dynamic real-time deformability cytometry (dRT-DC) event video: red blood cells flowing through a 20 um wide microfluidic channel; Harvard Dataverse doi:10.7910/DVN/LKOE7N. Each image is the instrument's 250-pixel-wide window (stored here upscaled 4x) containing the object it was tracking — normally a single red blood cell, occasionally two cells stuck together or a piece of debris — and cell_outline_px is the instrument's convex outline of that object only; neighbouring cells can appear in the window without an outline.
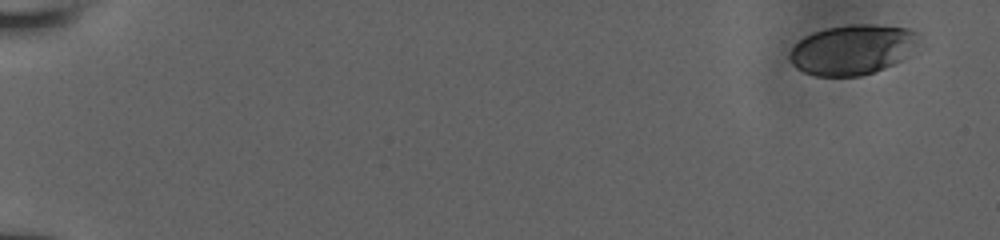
{"species": "human", "species_latin": "Homo sapiens", "temperature_condition": "room temperature", "stored_images_in_passage": 33, "camera_frame_rate_fps": 3000, "um_per_image_px": 0.085, "donor": {"sex": "male"}, "frame": {"image": 1, "passage_image": 1, "time_ms": 0.0, "image_size_px": [1000, 240], "cell_outline_px": [[916, 32], [900, 60], [884, 68], [860, 76], [816, 76], [804, 72], [796, 68], [788, 60], [788, 56], [792, 48], [804, 36], [812, 32], [828, 28], [852, 24], [868, 24], [908, 28]], "centroid_in_image_um": [72.28, 4.23], "position_along_channel_um": 12.7, "area_um2": 36.41}}
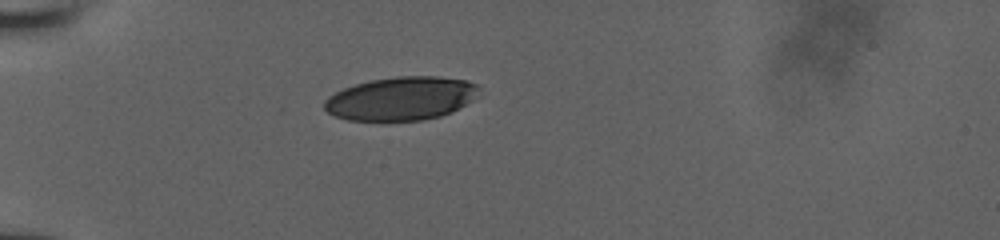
{"frame": {"image": 2, "passage_image": 21, "time_ms": 5.333, "image_size_px": [1000, 240], "cell_outline_px": [[480, 88], [472, 100], [452, 112], [440, 116], [424, 120], [348, 120], [336, 116], [328, 112], [324, 108], [324, 100], [328, 96], [344, 88], [356, 84], [372, 80], [396, 76], [436, 76], [468, 80], [476, 84]], "centroid_in_image_um": [34.1, 8.37], "position_along_channel_um": 50.9, "area_um2": 39.02}}
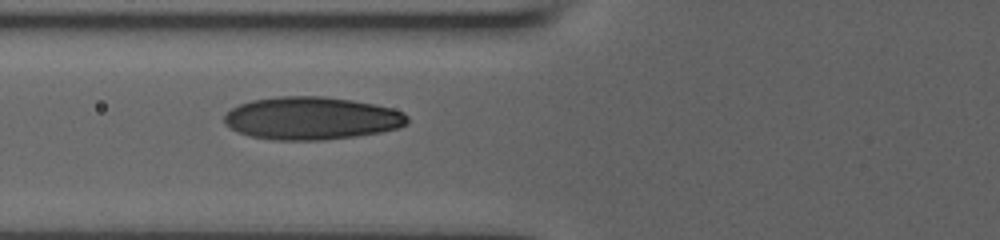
{"frame": {"image": 3, "passage_image": 32, "time_ms": 7.333, "image_size_px": [1000, 240], "cell_outline_px": [[408, 124], [400, 128], [380, 132], [356, 136], [324, 140], [276, 140], [252, 136], [240, 132], [224, 124], [224, 116], [232, 108], [240, 104], [252, 100], [280, 96], [324, 96], [352, 100], [376, 104], [392, 108], [404, 112], [408, 116]], "centroid_in_image_um": [26.53, 10.05], "position_along_channel_um": 99.3, "area_um2": 45.72}}